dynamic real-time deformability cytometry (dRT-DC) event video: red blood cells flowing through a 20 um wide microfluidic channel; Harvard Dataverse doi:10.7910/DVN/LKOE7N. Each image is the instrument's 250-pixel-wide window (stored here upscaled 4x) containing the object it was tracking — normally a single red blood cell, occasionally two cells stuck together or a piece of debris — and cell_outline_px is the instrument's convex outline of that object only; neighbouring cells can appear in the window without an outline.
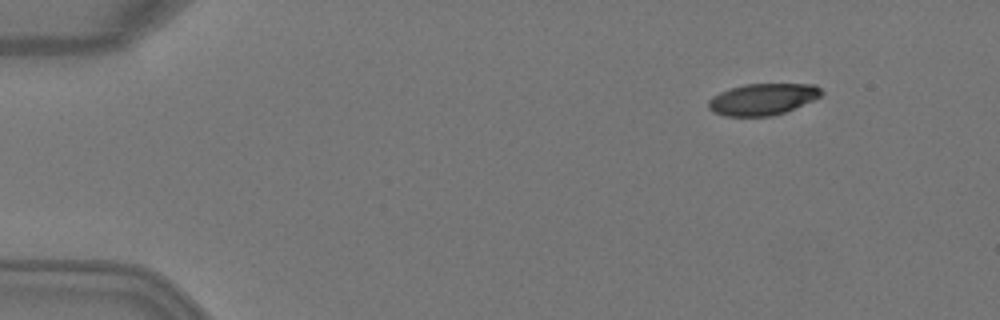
{"species": "Egyptian fruit bat (a non-hibernating species)", "species_latin": "Rousettus aegyptiacus", "temperature_condition": "warm", "stored_images_in_passage": 6, "camera_frame_rate_fps": 3000, "um_per_image_px": 0.085, "animal": {"sex": "female"}, "frame": {"image": 1, "passage_image": 2, "time_ms": 0.333, "image_size_px": [1000, 320], "cell_outline_px": [[824, 92], [820, 96], [812, 100], [784, 112], [772, 116], [724, 116], [712, 112], [708, 108], [708, 100], [712, 96], [720, 92], [744, 84], [816, 84]], "centroid_in_image_um": [64.79, 8.43], "position_along_channel_um": 20.2, "area_um2": 20.69}}
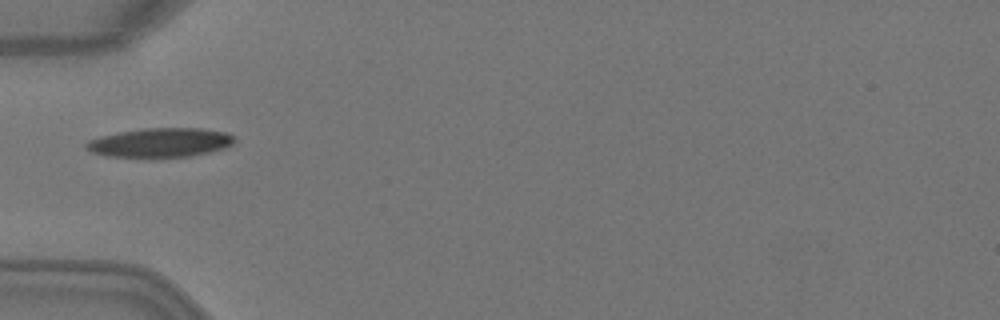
{"frame": {"image": 2, "passage_image": 5, "time_ms": 1.333, "image_size_px": [1000, 320], "cell_outline_px": [[236, 140], [232, 144], [224, 148], [208, 152], [188, 156], [108, 156], [92, 152], [84, 148], [84, 144], [88, 140], [100, 136], [120, 132], [144, 128], [200, 128], [228, 132]], "centroid_in_image_um": [13.62, 12.1], "position_along_channel_um": 71.4, "area_um2": 24.85}}
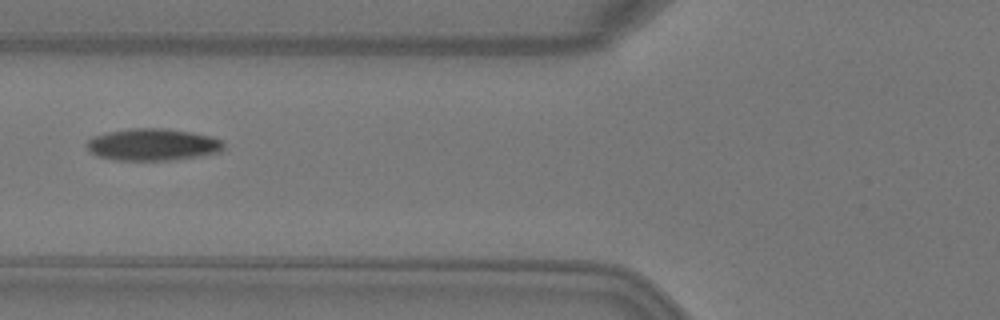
{"frame": {"image": 3, "passage_image": 6, "time_ms": 1.667, "image_size_px": [1000, 320], "cell_outline_px": [[224, 148], [220, 152], [172, 160], [112, 160], [96, 156], [88, 148], [88, 140], [96, 136], [108, 132], [128, 128], [168, 128], [192, 132], [212, 136], [220, 140], [224, 144]], "centroid_in_image_um": [13.0, 12.28], "position_along_channel_um": 112.8, "area_um2": 25.49}}